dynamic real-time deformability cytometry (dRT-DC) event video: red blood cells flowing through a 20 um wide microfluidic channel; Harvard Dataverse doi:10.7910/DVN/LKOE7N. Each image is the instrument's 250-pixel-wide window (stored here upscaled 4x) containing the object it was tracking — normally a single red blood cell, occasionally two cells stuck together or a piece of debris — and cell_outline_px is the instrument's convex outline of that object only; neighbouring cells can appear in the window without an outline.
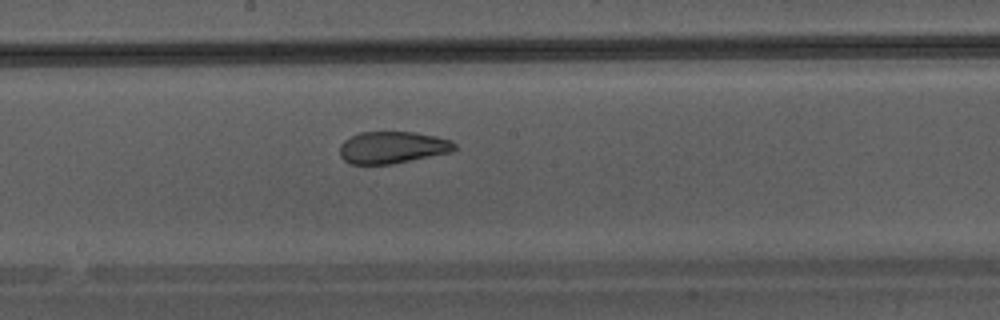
{"species": "Egyptian fruit bat (a non-hibernating species)", "species_latin": "Rousettus aegyptiacus", "temperature_condition": "warm", "stored_images_in_passage": 36, "camera_frame_rate_fps": 3000, "um_per_image_px": 0.085, "animal": {"sex": "male"}, "frame": {"image": 1, "passage_image": 16, "time_ms": 5.0, "image_size_px": [1000, 320], "cell_outline_px": [[456, 148], [452, 152], [392, 164], [352, 164], [344, 160], [340, 156], [340, 144], [344, 140], [360, 132], [416, 132], [436, 136], [452, 140], [456, 144]], "centroid_in_image_um": [33.38, 12.53], "position_along_channel_um": 214.8, "area_um2": 21.5}}